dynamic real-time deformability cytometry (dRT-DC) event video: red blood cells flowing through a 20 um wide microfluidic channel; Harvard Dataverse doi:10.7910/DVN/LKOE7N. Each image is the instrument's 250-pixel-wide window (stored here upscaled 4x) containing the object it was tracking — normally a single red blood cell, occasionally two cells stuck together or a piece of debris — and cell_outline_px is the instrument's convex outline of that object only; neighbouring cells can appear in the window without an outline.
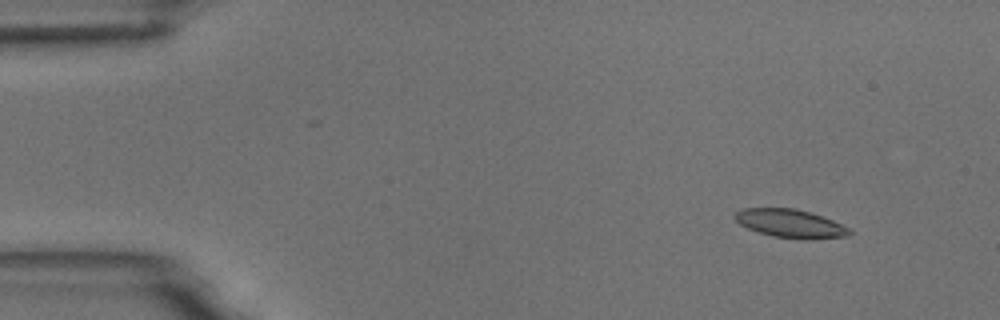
{"species": "common noctule bat (a hibernating species)", "species_latin": "Nyctalus noctula", "temperature_condition": "room temperature", "stored_images_in_passage": 4, "camera_frame_rate_fps": 3000, "um_per_image_px": 0.085, "animal": {"sex": "male", "body_mass_g": 18.8}, "frame": {"image": 1, "passage_image": 1, "time_ms": 0.0, "image_size_px": [1000, 320], "cell_outline_px": [[852, 232], [848, 236], [812, 240], [804, 240], [772, 236], [748, 228], [740, 224], [732, 216], [740, 208], [792, 208], [808, 212], [832, 220], [852, 228]], "centroid_in_image_um": [67.2, 19.01], "position_along_channel_um": 17.8, "area_um2": 19.07}}
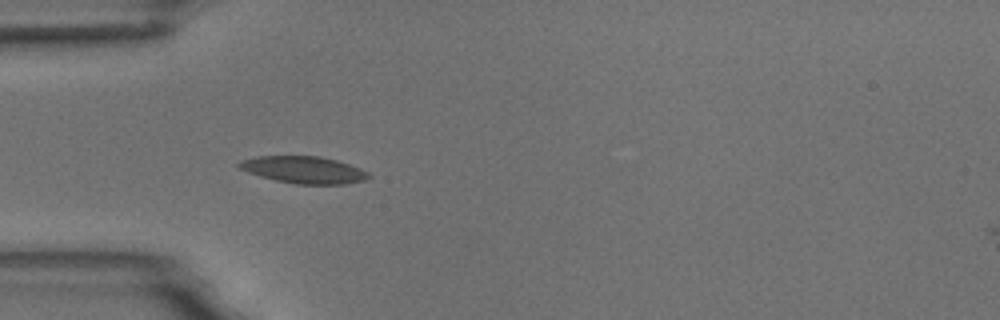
{"frame": {"image": 2, "passage_image": 4, "time_ms": 3.667, "image_size_px": [1000, 320], "cell_outline_px": [[372, 176], [364, 180], [344, 184], [296, 184], [276, 180], [260, 176], [248, 172], [240, 168], [236, 164], [240, 160], [256, 156], [320, 156], [336, 160], [360, 168], [368, 172]], "centroid_in_image_um": [25.81, 14.43], "position_along_channel_um": 59.2, "area_um2": 20.35}}